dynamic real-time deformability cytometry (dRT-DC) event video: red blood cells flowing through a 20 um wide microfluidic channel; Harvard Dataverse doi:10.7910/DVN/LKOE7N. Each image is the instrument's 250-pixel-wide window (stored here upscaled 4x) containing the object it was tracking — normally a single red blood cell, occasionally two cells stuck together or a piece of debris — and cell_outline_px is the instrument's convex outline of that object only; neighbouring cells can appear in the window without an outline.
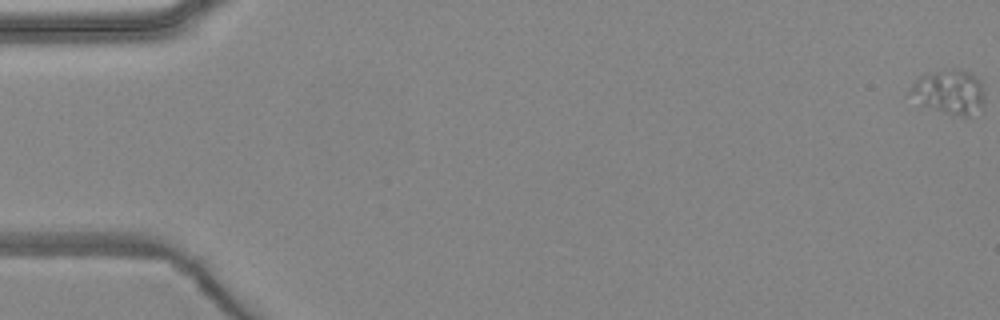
{"species": "common noctule bat (a hibernating species)", "species_latin": "Nyctalus noctula", "temperature_condition": "warm", "stored_images_in_passage": 6, "camera_frame_rate_fps": 3000, "um_per_image_px": 0.085, "animal": {"sex": "female", "body_mass_g": 24.6, "forearm_length_mm": 56.2}, "frame": {"image": 1, "passage_image": 1, "time_ms": 0.0, "image_size_px": [1000, 320], "cell_outline_px": [[984, 104], [968, 116], [964, 116], [948, 112], [924, 104], [908, 92], [912, 84], [924, 72], [956, 68], [960, 68], [976, 76], [980, 80], [984, 92]], "centroid_in_image_um": [80.72, 7.73], "position_along_channel_um": 4.3, "area_um2": 18.79}}
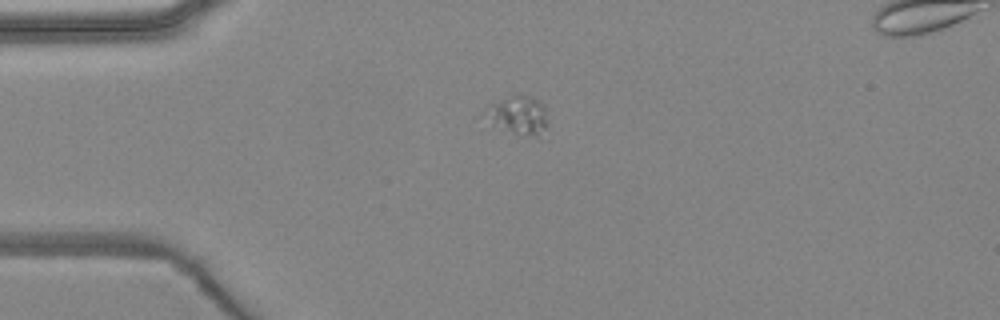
{"frame": {"image": 2, "passage_image": 4, "time_ms": 4.333, "image_size_px": [1000, 320], "cell_outline_px": [[548, 124], [540, 140], [520, 136], [512, 132], [488, 116], [484, 112], [488, 104], [512, 96], [532, 96], [540, 100], [544, 104], [548, 120]], "centroid_in_image_um": [44.22, 9.83], "position_along_channel_um": 40.8, "area_um2": 13.93}}